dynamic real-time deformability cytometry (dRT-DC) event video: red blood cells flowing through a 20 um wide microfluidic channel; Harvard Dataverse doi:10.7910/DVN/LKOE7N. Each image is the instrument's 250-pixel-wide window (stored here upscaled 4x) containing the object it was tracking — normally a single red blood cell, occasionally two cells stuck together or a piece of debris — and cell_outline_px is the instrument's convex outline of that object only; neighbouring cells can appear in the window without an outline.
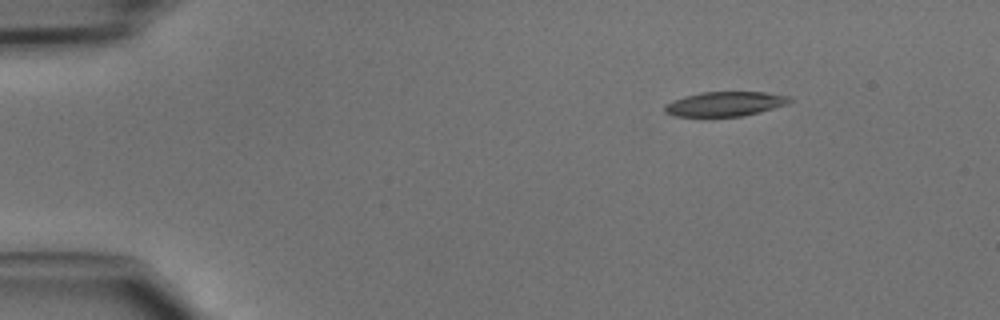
{"species": "common noctule bat (a hibernating species)", "species_latin": "Nyctalus noctula", "temperature_condition": "cold", "stored_images_in_passage": 3, "camera_frame_rate_fps": 3000, "um_per_image_px": 0.085, "animal": {"sex": "male", "body_mass_g": 15.6}, "frame": {"image": 1, "passage_image": 1, "time_ms": 0.0, "image_size_px": [1000, 320], "cell_outline_px": [[792, 100], [788, 104], [760, 112], [744, 116], [672, 116], [664, 112], [664, 108], [672, 100], [684, 96], [700, 92], [764, 92], [792, 96]], "centroid_in_image_um": [61.66, 8.83], "position_along_channel_um": 23.3, "area_um2": 17.98}}